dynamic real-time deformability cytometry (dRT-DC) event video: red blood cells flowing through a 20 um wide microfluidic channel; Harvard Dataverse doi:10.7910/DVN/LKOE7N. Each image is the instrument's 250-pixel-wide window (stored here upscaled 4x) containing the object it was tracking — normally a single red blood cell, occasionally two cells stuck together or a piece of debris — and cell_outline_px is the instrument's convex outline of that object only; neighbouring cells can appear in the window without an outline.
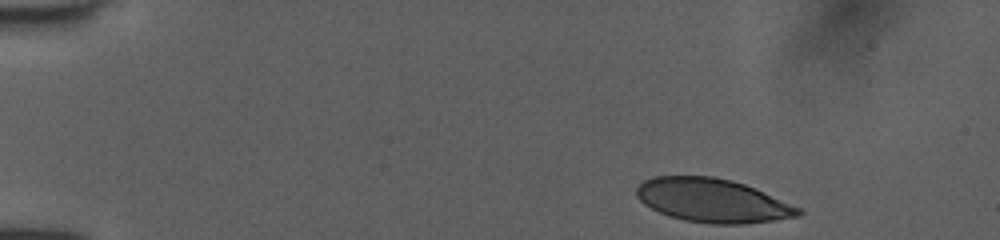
{"species": "human", "species_latin": "Homo sapiens", "temperature_condition": "room temperature", "stored_images_in_passage": 41, "camera_frame_rate_fps": 3000, "um_per_image_px": 0.085, "donor": {"sex": "female"}, "frame": {"image": 1, "passage_image": 1, "time_ms": 0.0, "image_size_px": [1000, 240], "cell_outline_px": [[804, 212], [800, 216], [744, 224], [712, 224], [684, 220], [668, 216], [644, 204], [636, 196], [636, 188], [644, 180], [652, 176], [712, 176], [732, 180], [744, 184], [800, 208]], "centroid_in_image_um": [60.53, 17.04], "position_along_channel_um": 24.5, "area_um2": 40.98}}
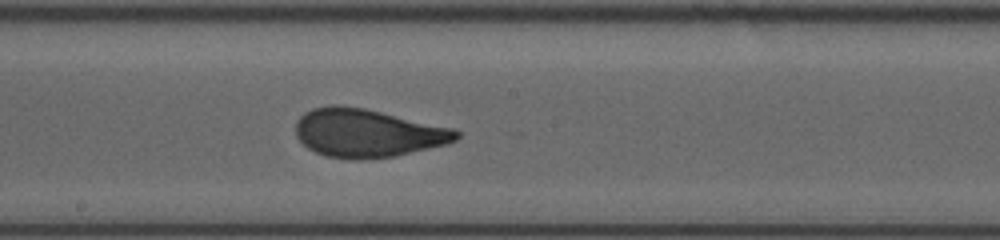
{"frame": {"image": 2, "passage_image": 23, "time_ms": 7.333, "image_size_px": [1000, 240], "cell_outline_px": [[460, 136], [456, 140], [448, 144], [396, 156], [360, 160], [356, 160], [324, 156], [308, 148], [296, 136], [296, 120], [304, 112], [312, 108], [332, 104], [336, 104], [364, 108], [456, 128], [460, 132]], "centroid_in_image_um": [31.25, 11.31], "position_along_channel_um": 216.9, "area_um2": 45.66}}
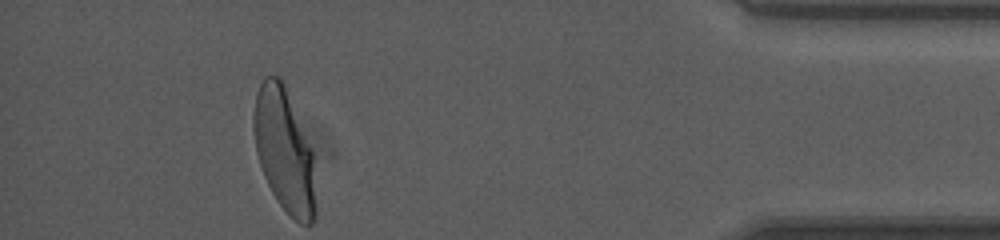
{"frame": {"image": 3, "passage_image": 41, "time_ms": 13.333, "image_size_px": [1000, 240], "cell_outline_px": [[316, 216], [312, 224], [300, 224], [280, 204], [272, 192], [264, 176], [256, 152], [252, 128], [252, 112], [256, 92], [264, 76], [280, 76], [312, 148], [316, 204]], "centroid_in_image_um": [24.15, 12.77], "position_along_channel_um": 411.1, "area_um2": 44.74}, "authors_computed_cell_mechanics": {"area_um2": 44.2748, "velocity_mm_per_s": 4.0139, "shape_relaxation_time_tau1_ms": 5.1831, "shape_relaxation_time_tau2_ms": null, "deformation_change_tau1": 0.2017, "deformation_change_tau2": null}}